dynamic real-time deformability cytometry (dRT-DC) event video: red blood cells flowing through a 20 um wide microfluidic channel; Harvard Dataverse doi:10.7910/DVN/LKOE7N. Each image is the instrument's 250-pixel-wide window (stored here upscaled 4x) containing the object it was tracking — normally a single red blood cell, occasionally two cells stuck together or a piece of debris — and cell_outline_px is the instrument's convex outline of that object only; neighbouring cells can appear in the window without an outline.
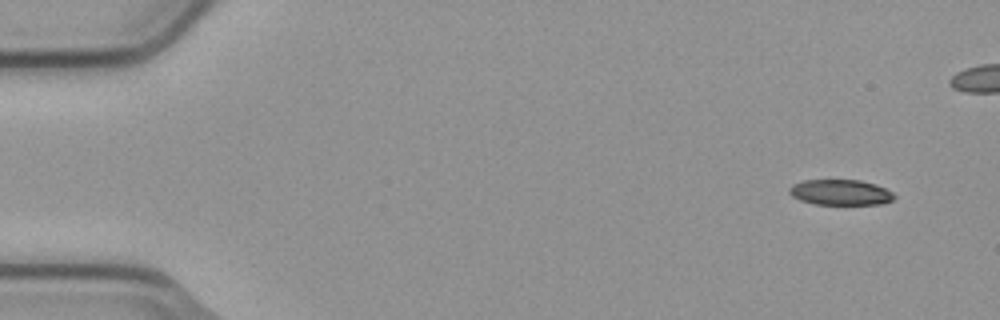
{"species": "common noctule bat (a hibernating species)", "species_latin": "Nyctalus noctula", "temperature_condition": "cold", "stored_images_in_passage": 6, "camera_frame_rate_fps": 3000, "um_per_image_px": 0.085, "animal": {"sex": "male", "body_mass_g": 23.1, "forearm_length_mm": 52.7}, "frame": {"image": 1, "passage_image": 1, "time_ms": 0.0, "image_size_px": [1000, 320], "cell_outline_px": [[896, 196], [892, 200], [884, 204], [816, 204], [800, 200], [792, 196], [788, 192], [788, 188], [792, 184], [804, 180], [860, 180], [876, 184], [892, 192]], "centroid_in_image_um": [71.43, 16.35], "position_along_channel_um": 13.6, "area_um2": 15.66}}